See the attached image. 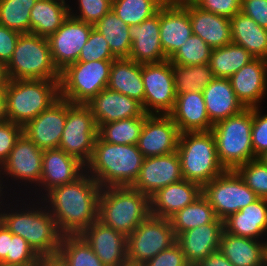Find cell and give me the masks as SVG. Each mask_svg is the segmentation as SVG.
Returning <instances> with one entry per match:
<instances>
[{
    "label": "cell",
    "instance_id": "obj_1",
    "mask_svg": "<svg viewBox=\"0 0 267 266\" xmlns=\"http://www.w3.org/2000/svg\"><path fill=\"white\" fill-rule=\"evenodd\" d=\"M101 186L85 171L69 184L57 186L42 198L63 235H80L98 220Z\"/></svg>",
    "mask_w": 267,
    "mask_h": 266
},
{
    "label": "cell",
    "instance_id": "obj_2",
    "mask_svg": "<svg viewBox=\"0 0 267 266\" xmlns=\"http://www.w3.org/2000/svg\"><path fill=\"white\" fill-rule=\"evenodd\" d=\"M23 197L13 196L7 202L0 212V221L12 234L25 239L41 259L56 257L63 238L56 220L41 199Z\"/></svg>",
    "mask_w": 267,
    "mask_h": 266
},
{
    "label": "cell",
    "instance_id": "obj_3",
    "mask_svg": "<svg viewBox=\"0 0 267 266\" xmlns=\"http://www.w3.org/2000/svg\"><path fill=\"white\" fill-rule=\"evenodd\" d=\"M144 156L137 145H118L97 136L85 171L101 186H131L138 177Z\"/></svg>",
    "mask_w": 267,
    "mask_h": 266
},
{
    "label": "cell",
    "instance_id": "obj_4",
    "mask_svg": "<svg viewBox=\"0 0 267 266\" xmlns=\"http://www.w3.org/2000/svg\"><path fill=\"white\" fill-rule=\"evenodd\" d=\"M150 213V197L131 186L101 188L98 201V221L130 235Z\"/></svg>",
    "mask_w": 267,
    "mask_h": 266
},
{
    "label": "cell",
    "instance_id": "obj_5",
    "mask_svg": "<svg viewBox=\"0 0 267 266\" xmlns=\"http://www.w3.org/2000/svg\"><path fill=\"white\" fill-rule=\"evenodd\" d=\"M5 95L7 120L23 127L60 98L59 80H9Z\"/></svg>",
    "mask_w": 267,
    "mask_h": 266
},
{
    "label": "cell",
    "instance_id": "obj_6",
    "mask_svg": "<svg viewBox=\"0 0 267 266\" xmlns=\"http://www.w3.org/2000/svg\"><path fill=\"white\" fill-rule=\"evenodd\" d=\"M177 153L183 179L201 187L225 171L212 131L180 133Z\"/></svg>",
    "mask_w": 267,
    "mask_h": 266
},
{
    "label": "cell",
    "instance_id": "obj_7",
    "mask_svg": "<svg viewBox=\"0 0 267 266\" xmlns=\"http://www.w3.org/2000/svg\"><path fill=\"white\" fill-rule=\"evenodd\" d=\"M253 108L215 123L211 129L218 160L225 170H236L239 166L255 159L252 147Z\"/></svg>",
    "mask_w": 267,
    "mask_h": 266
},
{
    "label": "cell",
    "instance_id": "obj_8",
    "mask_svg": "<svg viewBox=\"0 0 267 266\" xmlns=\"http://www.w3.org/2000/svg\"><path fill=\"white\" fill-rule=\"evenodd\" d=\"M6 71L9 80H60L48 39L33 33L20 34Z\"/></svg>",
    "mask_w": 267,
    "mask_h": 266
},
{
    "label": "cell",
    "instance_id": "obj_9",
    "mask_svg": "<svg viewBox=\"0 0 267 266\" xmlns=\"http://www.w3.org/2000/svg\"><path fill=\"white\" fill-rule=\"evenodd\" d=\"M114 60L75 62L60 72V97L72 104H85L108 87Z\"/></svg>",
    "mask_w": 267,
    "mask_h": 266
},
{
    "label": "cell",
    "instance_id": "obj_10",
    "mask_svg": "<svg viewBox=\"0 0 267 266\" xmlns=\"http://www.w3.org/2000/svg\"><path fill=\"white\" fill-rule=\"evenodd\" d=\"M42 161L43 150L39 149L26 135L22 133L9 153L8 158L0 166V171L3 175L6 188H10V194L12 193L13 196L16 194L18 196L24 195V197H26V192H28L30 193L28 195L31 196V193L37 189V186L39 187L42 174ZM12 184H14L13 187L15 190L12 189ZM23 186L24 188L26 186L27 187L24 189L22 188ZM23 189L24 191L26 190L25 193Z\"/></svg>",
    "mask_w": 267,
    "mask_h": 266
},
{
    "label": "cell",
    "instance_id": "obj_11",
    "mask_svg": "<svg viewBox=\"0 0 267 266\" xmlns=\"http://www.w3.org/2000/svg\"><path fill=\"white\" fill-rule=\"evenodd\" d=\"M202 196L212 206L216 217L222 221L259 198L248 188L236 170H225L203 185Z\"/></svg>",
    "mask_w": 267,
    "mask_h": 266
},
{
    "label": "cell",
    "instance_id": "obj_12",
    "mask_svg": "<svg viewBox=\"0 0 267 266\" xmlns=\"http://www.w3.org/2000/svg\"><path fill=\"white\" fill-rule=\"evenodd\" d=\"M176 243L169 219L150 215L127 236V257L130 266H142L161 251Z\"/></svg>",
    "mask_w": 267,
    "mask_h": 266
},
{
    "label": "cell",
    "instance_id": "obj_13",
    "mask_svg": "<svg viewBox=\"0 0 267 266\" xmlns=\"http://www.w3.org/2000/svg\"><path fill=\"white\" fill-rule=\"evenodd\" d=\"M97 136L98 127L90 109L85 104L67 101V119L59 149L86 165L91 159Z\"/></svg>",
    "mask_w": 267,
    "mask_h": 266
},
{
    "label": "cell",
    "instance_id": "obj_14",
    "mask_svg": "<svg viewBox=\"0 0 267 266\" xmlns=\"http://www.w3.org/2000/svg\"><path fill=\"white\" fill-rule=\"evenodd\" d=\"M143 109L147 114L168 115L175 104L173 64L169 59L142 65Z\"/></svg>",
    "mask_w": 267,
    "mask_h": 266
},
{
    "label": "cell",
    "instance_id": "obj_15",
    "mask_svg": "<svg viewBox=\"0 0 267 266\" xmlns=\"http://www.w3.org/2000/svg\"><path fill=\"white\" fill-rule=\"evenodd\" d=\"M93 28L94 25L69 15L56 32L47 38L53 62L60 72L77 62Z\"/></svg>",
    "mask_w": 267,
    "mask_h": 266
},
{
    "label": "cell",
    "instance_id": "obj_16",
    "mask_svg": "<svg viewBox=\"0 0 267 266\" xmlns=\"http://www.w3.org/2000/svg\"><path fill=\"white\" fill-rule=\"evenodd\" d=\"M84 172L85 165L76 157L59 148L44 150L39 188L30 197L41 199L51 189L74 182Z\"/></svg>",
    "mask_w": 267,
    "mask_h": 266
},
{
    "label": "cell",
    "instance_id": "obj_17",
    "mask_svg": "<svg viewBox=\"0 0 267 266\" xmlns=\"http://www.w3.org/2000/svg\"><path fill=\"white\" fill-rule=\"evenodd\" d=\"M180 132L169 115L149 114L138 139V149L146 157L177 152Z\"/></svg>",
    "mask_w": 267,
    "mask_h": 266
},
{
    "label": "cell",
    "instance_id": "obj_18",
    "mask_svg": "<svg viewBox=\"0 0 267 266\" xmlns=\"http://www.w3.org/2000/svg\"><path fill=\"white\" fill-rule=\"evenodd\" d=\"M66 119L67 100L60 97L23 126V134L43 151L59 148Z\"/></svg>",
    "mask_w": 267,
    "mask_h": 266
},
{
    "label": "cell",
    "instance_id": "obj_19",
    "mask_svg": "<svg viewBox=\"0 0 267 266\" xmlns=\"http://www.w3.org/2000/svg\"><path fill=\"white\" fill-rule=\"evenodd\" d=\"M183 180L177 152L144 158L138 177L131 187L151 197L158 189Z\"/></svg>",
    "mask_w": 267,
    "mask_h": 266
},
{
    "label": "cell",
    "instance_id": "obj_20",
    "mask_svg": "<svg viewBox=\"0 0 267 266\" xmlns=\"http://www.w3.org/2000/svg\"><path fill=\"white\" fill-rule=\"evenodd\" d=\"M192 34L187 2L167 0L160 7V42L166 57L170 59Z\"/></svg>",
    "mask_w": 267,
    "mask_h": 266
},
{
    "label": "cell",
    "instance_id": "obj_21",
    "mask_svg": "<svg viewBox=\"0 0 267 266\" xmlns=\"http://www.w3.org/2000/svg\"><path fill=\"white\" fill-rule=\"evenodd\" d=\"M105 266H128L127 237L96 220L80 234Z\"/></svg>",
    "mask_w": 267,
    "mask_h": 266
},
{
    "label": "cell",
    "instance_id": "obj_22",
    "mask_svg": "<svg viewBox=\"0 0 267 266\" xmlns=\"http://www.w3.org/2000/svg\"><path fill=\"white\" fill-rule=\"evenodd\" d=\"M85 105L90 109L98 128L102 124L145 114L140 102L109 88L100 91Z\"/></svg>",
    "mask_w": 267,
    "mask_h": 266
},
{
    "label": "cell",
    "instance_id": "obj_23",
    "mask_svg": "<svg viewBox=\"0 0 267 266\" xmlns=\"http://www.w3.org/2000/svg\"><path fill=\"white\" fill-rule=\"evenodd\" d=\"M224 221L216 218L212 223L201 225L176 236V243L181 247L190 266L198 265L209 254L219 250Z\"/></svg>",
    "mask_w": 267,
    "mask_h": 266
},
{
    "label": "cell",
    "instance_id": "obj_24",
    "mask_svg": "<svg viewBox=\"0 0 267 266\" xmlns=\"http://www.w3.org/2000/svg\"><path fill=\"white\" fill-rule=\"evenodd\" d=\"M237 99L245 108L260 107L267 96V60L255 58L229 78Z\"/></svg>",
    "mask_w": 267,
    "mask_h": 266
},
{
    "label": "cell",
    "instance_id": "obj_25",
    "mask_svg": "<svg viewBox=\"0 0 267 266\" xmlns=\"http://www.w3.org/2000/svg\"><path fill=\"white\" fill-rule=\"evenodd\" d=\"M132 41L129 59L138 64H150L167 60L160 42V9L141 24L129 28Z\"/></svg>",
    "mask_w": 267,
    "mask_h": 266
},
{
    "label": "cell",
    "instance_id": "obj_26",
    "mask_svg": "<svg viewBox=\"0 0 267 266\" xmlns=\"http://www.w3.org/2000/svg\"><path fill=\"white\" fill-rule=\"evenodd\" d=\"M202 195V187L181 180L158 189L150 197V213L154 217L169 219Z\"/></svg>",
    "mask_w": 267,
    "mask_h": 266
},
{
    "label": "cell",
    "instance_id": "obj_27",
    "mask_svg": "<svg viewBox=\"0 0 267 266\" xmlns=\"http://www.w3.org/2000/svg\"><path fill=\"white\" fill-rule=\"evenodd\" d=\"M168 115L173 119L180 133L211 131L213 127L202 92L193 91L177 95L174 107Z\"/></svg>",
    "mask_w": 267,
    "mask_h": 266
},
{
    "label": "cell",
    "instance_id": "obj_28",
    "mask_svg": "<svg viewBox=\"0 0 267 266\" xmlns=\"http://www.w3.org/2000/svg\"><path fill=\"white\" fill-rule=\"evenodd\" d=\"M192 33L201 37L212 49L232 43L230 19L201 10L193 2H187Z\"/></svg>",
    "mask_w": 267,
    "mask_h": 266
},
{
    "label": "cell",
    "instance_id": "obj_29",
    "mask_svg": "<svg viewBox=\"0 0 267 266\" xmlns=\"http://www.w3.org/2000/svg\"><path fill=\"white\" fill-rule=\"evenodd\" d=\"M224 230L236 236L267 241V199L258 198L227 217Z\"/></svg>",
    "mask_w": 267,
    "mask_h": 266
},
{
    "label": "cell",
    "instance_id": "obj_30",
    "mask_svg": "<svg viewBox=\"0 0 267 266\" xmlns=\"http://www.w3.org/2000/svg\"><path fill=\"white\" fill-rule=\"evenodd\" d=\"M202 93L209 120L213 125L245 109L237 99L229 79L215 78Z\"/></svg>",
    "mask_w": 267,
    "mask_h": 266
},
{
    "label": "cell",
    "instance_id": "obj_31",
    "mask_svg": "<svg viewBox=\"0 0 267 266\" xmlns=\"http://www.w3.org/2000/svg\"><path fill=\"white\" fill-rule=\"evenodd\" d=\"M267 241L236 236L223 230L220 252L234 266H264Z\"/></svg>",
    "mask_w": 267,
    "mask_h": 266
},
{
    "label": "cell",
    "instance_id": "obj_32",
    "mask_svg": "<svg viewBox=\"0 0 267 266\" xmlns=\"http://www.w3.org/2000/svg\"><path fill=\"white\" fill-rule=\"evenodd\" d=\"M107 88L137 100L143 105L142 65L129 58L115 59L112 62Z\"/></svg>",
    "mask_w": 267,
    "mask_h": 266
},
{
    "label": "cell",
    "instance_id": "obj_33",
    "mask_svg": "<svg viewBox=\"0 0 267 266\" xmlns=\"http://www.w3.org/2000/svg\"><path fill=\"white\" fill-rule=\"evenodd\" d=\"M232 43L244 47L253 57L267 60V29L242 12L230 18Z\"/></svg>",
    "mask_w": 267,
    "mask_h": 266
},
{
    "label": "cell",
    "instance_id": "obj_34",
    "mask_svg": "<svg viewBox=\"0 0 267 266\" xmlns=\"http://www.w3.org/2000/svg\"><path fill=\"white\" fill-rule=\"evenodd\" d=\"M67 0H37L30 11V33L48 38L69 16Z\"/></svg>",
    "mask_w": 267,
    "mask_h": 266
},
{
    "label": "cell",
    "instance_id": "obj_35",
    "mask_svg": "<svg viewBox=\"0 0 267 266\" xmlns=\"http://www.w3.org/2000/svg\"><path fill=\"white\" fill-rule=\"evenodd\" d=\"M129 28L112 9L94 25V29L108 42L116 59L129 58L132 46Z\"/></svg>",
    "mask_w": 267,
    "mask_h": 266
},
{
    "label": "cell",
    "instance_id": "obj_36",
    "mask_svg": "<svg viewBox=\"0 0 267 266\" xmlns=\"http://www.w3.org/2000/svg\"><path fill=\"white\" fill-rule=\"evenodd\" d=\"M253 59L255 57L244 47L230 43L226 46L212 49L209 65L215 78L229 79Z\"/></svg>",
    "mask_w": 267,
    "mask_h": 266
},
{
    "label": "cell",
    "instance_id": "obj_37",
    "mask_svg": "<svg viewBox=\"0 0 267 266\" xmlns=\"http://www.w3.org/2000/svg\"><path fill=\"white\" fill-rule=\"evenodd\" d=\"M212 206L201 195L169 218L175 236L189 229L212 223L216 219Z\"/></svg>",
    "mask_w": 267,
    "mask_h": 266
},
{
    "label": "cell",
    "instance_id": "obj_38",
    "mask_svg": "<svg viewBox=\"0 0 267 266\" xmlns=\"http://www.w3.org/2000/svg\"><path fill=\"white\" fill-rule=\"evenodd\" d=\"M56 257L65 266H105L81 235H63Z\"/></svg>",
    "mask_w": 267,
    "mask_h": 266
},
{
    "label": "cell",
    "instance_id": "obj_39",
    "mask_svg": "<svg viewBox=\"0 0 267 266\" xmlns=\"http://www.w3.org/2000/svg\"><path fill=\"white\" fill-rule=\"evenodd\" d=\"M149 114L141 117L122 119L98 128V136L105 142L118 145H137L144 121Z\"/></svg>",
    "mask_w": 267,
    "mask_h": 266
},
{
    "label": "cell",
    "instance_id": "obj_40",
    "mask_svg": "<svg viewBox=\"0 0 267 266\" xmlns=\"http://www.w3.org/2000/svg\"><path fill=\"white\" fill-rule=\"evenodd\" d=\"M173 76L176 95L202 92L215 79L209 63L191 66L173 64Z\"/></svg>",
    "mask_w": 267,
    "mask_h": 266
},
{
    "label": "cell",
    "instance_id": "obj_41",
    "mask_svg": "<svg viewBox=\"0 0 267 266\" xmlns=\"http://www.w3.org/2000/svg\"><path fill=\"white\" fill-rule=\"evenodd\" d=\"M167 0H112V10L127 25L141 24L155 15Z\"/></svg>",
    "mask_w": 267,
    "mask_h": 266
},
{
    "label": "cell",
    "instance_id": "obj_42",
    "mask_svg": "<svg viewBox=\"0 0 267 266\" xmlns=\"http://www.w3.org/2000/svg\"><path fill=\"white\" fill-rule=\"evenodd\" d=\"M37 0H0V24L18 31L30 33V11Z\"/></svg>",
    "mask_w": 267,
    "mask_h": 266
},
{
    "label": "cell",
    "instance_id": "obj_43",
    "mask_svg": "<svg viewBox=\"0 0 267 266\" xmlns=\"http://www.w3.org/2000/svg\"><path fill=\"white\" fill-rule=\"evenodd\" d=\"M212 48L198 35L192 34L169 59L172 64L182 66L209 63Z\"/></svg>",
    "mask_w": 267,
    "mask_h": 266
},
{
    "label": "cell",
    "instance_id": "obj_44",
    "mask_svg": "<svg viewBox=\"0 0 267 266\" xmlns=\"http://www.w3.org/2000/svg\"><path fill=\"white\" fill-rule=\"evenodd\" d=\"M236 171L259 198L267 199V165L258 158L239 166Z\"/></svg>",
    "mask_w": 267,
    "mask_h": 266
},
{
    "label": "cell",
    "instance_id": "obj_45",
    "mask_svg": "<svg viewBox=\"0 0 267 266\" xmlns=\"http://www.w3.org/2000/svg\"><path fill=\"white\" fill-rule=\"evenodd\" d=\"M41 258L21 236L9 231V252L1 263L5 266H39Z\"/></svg>",
    "mask_w": 267,
    "mask_h": 266
},
{
    "label": "cell",
    "instance_id": "obj_46",
    "mask_svg": "<svg viewBox=\"0 0 267 266\" xmlns=\"http://www.w3.org/2000/svg\"><path fill=\"white\" fill-rule=\"evenodd\" d=\"M75 5L73 9L72 5L70 6L69 4V15L88 24L95 25L112 9V0H77Z\"/></svg>",
    "mask_w": 267,
    "mask_h": 266
},
{
    "label": "cell",
    "instance_id": "obj_47",
    "mask_svg": "<svg viewBox=\"0 0 267 266\" xmlns=\"http://www.w3.org/2000/svg\"><path fill=\"white\" fill-rule=\"evenodd\" d=\"M108 42L96 29H92L87 42L82 47L77 62L115 60Z\"/></svg>",
    "mask_w": 267,
    "mask_h": 266
},
{
    "label": "cell",
    "instance_id": "obj_48",
    "mask_svg": "<svg viewBox=\"0 0 267 266\" xmlns=\"http://www.w3.org/2000/svg\"><path fill=\"white\" fill-rule=\"evenodd\" d=\"M252 147L256 158L267 151V114H262L261 107L253 108Z\"/></svg>",
    "mask_w": 267,
    "mask_h": 266
},
{
    "label": "cell",
    "instance_id": "obj_49",
    "mask_svg": "<svg viewBox=\"0 0 267 266\" xmlns=\"http://www.w3.org/2000/svg\"><path fill=\"white\" fill-rule=\"evenodd\" d=\"M22 133V126L7 119L0 122V166L8 158Z\"/></svg>",
    "mask_w": 267,
    "mask_h": 266
},
{
    "label": "cell",
    "instance_id": "obj_50",
    "mask_svg": "<svg viewBox=\"0 0 267 266\" xmlns=\"http://www.w3.org/2000/svg\"><path fill=\"white\" fill-rule=\"evenodd\" d=\"M192 2L201 10L230 19L241 12L242 0H193Z\"/></svg>",
    "mask_w": 267,
    "mask_h": 266
},
{
    "label": "cell",
    "instance_id": "obj_51",
    "mask_svg": "<svg viewBox=\"0 0 267 266\" xmlns=\"http://www.w3.org/2000/svg\"><path fill=\"white\" fill-rule=\"evenodd\" d=\"M142 266H190L181 247L175 243L169 249L161 251Z\"/></svg>",
    "mask_w": 267,
    "mask_h": 266
},
{
    "label": "cell",
    "instance_id": "obj_52",
    "mask_svg": "<svg viewBox=\"0 0 267 266\" xmlns=\"http://www.w3.org/2000/svg\"><path fill=\"white\" fill-rule=\"evenodd\" d=\"M241 12L267 29V0H242Z\"/></svg>",
    "mask_w": 267,
    "mask_h": 266
},
{
    "label": "cell",
    "instance_id": "obj_53",
    "mask_svg": "<svg viewBox=\"0 0 267 266\" xmlns=\"http://www.w3.org/2000/svg\"><path fill=\"white\" fill-rule=\"evenodd\" d=\"M21 33L0 24V62L7 65Z\"/></svg>",
    "mask_w": 267,
    "mask_h": 266
},
{
    "label": "cell",
    "instance_id": "obj_54",
    "mask_svg": "<svg viewBox=\"0 0 267 266\" xmlns=\"http://www.w3.org/2000/svg\"><path fill=\"white\" fill-rule=\"evenodd\" d=\"M196 266H234L221 252L217 250L209 254Z\"/></svg>",
    "mask_w": 267,
    "mask_h": 266
},
{
    "label": "cell",
    "instance_id": "obj_55",
    "mask_svg": "<svg viewBox=\"0 0 267 266\" xmlns=\"http://www.w3.org/2000/svg\"><path fill=\"white\" fill-rule=\"evenodd\" d=\"M9 252V230L0 221V264L6 259Z\"/></svg>",
    "mask_w": 267,
    "mask_h": 266
},
{
    "label": "cell",
    "instance_id": "obj_56",
    "mask_svg": "<svg viewBox=\"0 0 267 266\" xmlns=\"http://www.w3.org/2000/svg\"><path fill=\"white\" fill-rule=\"evenodd\" d=\"M11 197H13V195L9 194V188L8 189L6 188V185H5V182L3 179V175L1 174V171H0V212L2 211L4 206L6 205L7 201L8 202L10 201Z\"/></svg>",
    "mask_w": 267,
    "mask_h": 266
},
{
    "label": "cell",
    "instance_id": "obj_57",
    "mask_svg": "<svg viewBox=\"0 0 267 266\" xmlns=\"http://www.w3.org/2000/svg\"><path fill=\"white\" fill-rule=\"evenodd\" d=\"M7 119L5 90H0V122Z\"/></svg>",
    "mask_w": 267,
    "mask_h": 266
},
{
    "label": "cell",
    "instance_id": "obj_58",
    "mask_svg": "<svg viewBox=\"0 0 267 266\" xmlns=\"http://www.w3.org/2000/svg\"><path fill=\"white\" fill-rule=\"evenodd\" d=\"M8 81L6 65L0 62V90H5Z\"/></svg>",
    "mask_w": 267,
    "mask_h": 266
},
{
    "label": "cell",
    "instance_id": "obj_59",
    "mask_svg": "<svg viewBox=\"0 0 267 266\" xmlns=\"http://www.w3.org/2000/svg\"><path fill=\"white\" fill-rule=\"evenodd\" d=\"M39 266H65L57 257L42 258Z\"/></svg>",
    "mask_w": 267,
    "mask_h": 266
},
{
    "label": "cell",
    "instance_id": "obj_60",
    "mask_svg": "<svg viewBox=\"0 0 267 266\" xmlns=\"http://www.w3.org/2000/svg\"><path fill=\"white\" fill-rule=\"evenodd\" d=\"M259 160H261L264 164L267 165V151H265L263 154H261L259 157H258Z\"/></svg>",
    "mask_w": 267,
    "mask_h": 266
},
{
    "label": "cell",
    "instance_id": "obj_61",
    "mask_svg": "<svg viewBox=\"0 0 267 266\" xmlns=\"http://www.w3.org/2000/svg\"><path fill=\"white\" fill-rule=\"evenodd\" d=\"M264 266H267V245L264 252Z\"/></svg>",
    "mask_w": 267,
    "mask_h": 266
},
{
    "label": "cell",
    "instance_id": "obj_62",
    "mask_svg": "<svg viewBox=\"0 0 267 266\" xmlns=\"http://www.w3.org/2000/svg\"><path fill=\"white\" fill-rule=\"evenodd\" d=\"M178 3H184V2H192L193 0H171Z\"/></svg>",
    "mask_w": 267,
    "mask_h": 266
}]
</instances>
